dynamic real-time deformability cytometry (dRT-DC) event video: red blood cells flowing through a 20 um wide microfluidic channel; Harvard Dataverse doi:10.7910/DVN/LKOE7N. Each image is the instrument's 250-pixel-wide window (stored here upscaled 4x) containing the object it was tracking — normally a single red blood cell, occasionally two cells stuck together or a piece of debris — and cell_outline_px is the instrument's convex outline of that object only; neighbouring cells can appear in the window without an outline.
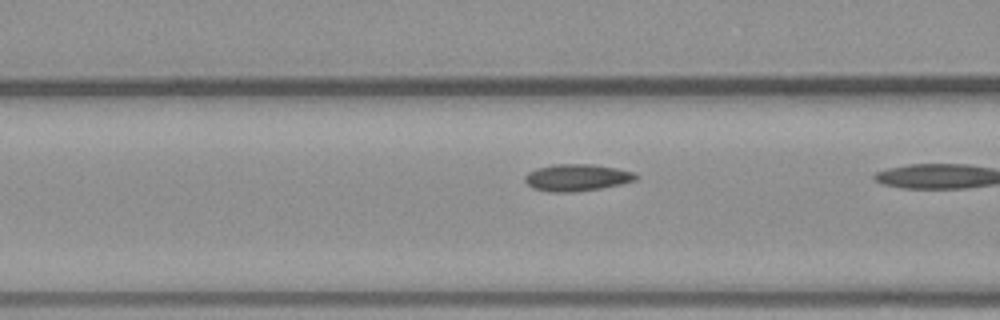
{"species": "common noctule bat (a hibernating species)", "species_latin": "Nyctalus noctula", "temperature_condition": "warm", "stored_images_in_passage": 17, "camera_frame_rate_fps": 3000, "um_per_image_px": 0.085, "animal": {"sex": "male", "body_mass_g": 23.1, "forearm_length_mm": 52.7}, "frame": {"image": 1, "passage_image": 16, "time_ms": 5.0, "image_size_px": [1000, 320], "cell_outline_px": [[640, 176], [636, 180], [620, 184], [600, 188], [572, 192], [548, 192], [532, 188], [524, 180], [524, 176], [528, 172], [536, 168], [552, 164], [592, 164], [616, 168], [636, 172]], "centroid_in_image_um": [49.03, 15.08], "position_along_channel_um": 117.6, "area_um2": 17.57}}